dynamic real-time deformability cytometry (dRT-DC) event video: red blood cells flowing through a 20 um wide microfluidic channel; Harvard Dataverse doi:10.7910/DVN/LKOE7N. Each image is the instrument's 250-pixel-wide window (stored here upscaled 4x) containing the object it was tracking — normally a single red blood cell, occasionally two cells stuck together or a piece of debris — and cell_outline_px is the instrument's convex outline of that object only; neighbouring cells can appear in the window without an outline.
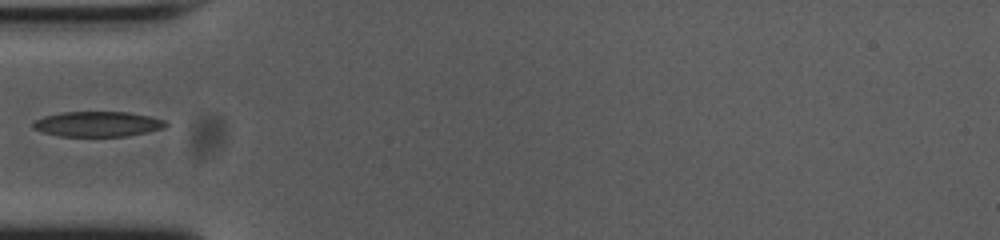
{"species": "common noctule bat (a hibernating species)", "species_latin": "Nyctalus noctula", "temperature_condition": "cold", "stored_images_in_passage": 10, "camera_frame_rate_fps": 3000, "um_per_image_px": 0.085, "animal": {"sex": "female", "body_mass_g": 23.0, "forearm_length_mm": 53.4}, "frame": {"image": 1, "passage_image": 1, "time_ms": 0.0, "image_size_px": [1000, 240], "cell_outline_px": [[168, 124], [164, 128], [148, 132], [128, 136], [60, 136], [44, 132], [32, 128], [32, 124], [36, 120], [44, 116], [64, 112], [128, 112], [148, 116], [164, 120]], "centroid_in_image_um": [8.31, 10.54], "position_along_channel_um": 76.7, "area_um2": 19.36}}